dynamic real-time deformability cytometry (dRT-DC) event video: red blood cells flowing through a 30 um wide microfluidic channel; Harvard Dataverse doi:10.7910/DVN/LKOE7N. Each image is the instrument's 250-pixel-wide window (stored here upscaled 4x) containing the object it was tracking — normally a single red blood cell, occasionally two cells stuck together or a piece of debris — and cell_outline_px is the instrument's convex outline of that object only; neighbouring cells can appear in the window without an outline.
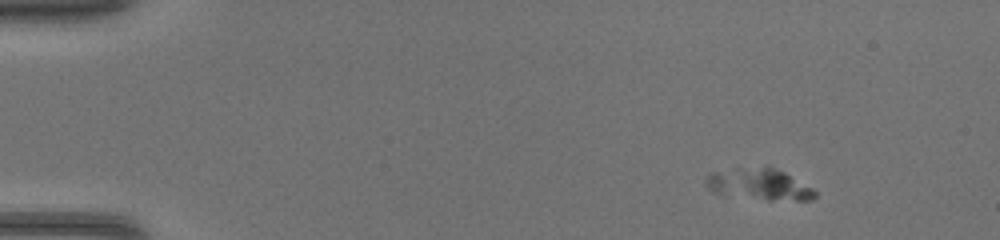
{"species": "common noctule bat (a hibernating species)", "species_latin": "Nyctalus noctula", "temperature_condition": "warm", "stored_images_in_passage": 4, "camera_frame_rate_fps": 3000, "um_per_image_px": 0.085, "animal": {"sex": "female", "body_mass_g": 17.0, "forearm_length_mm": 48.0}, "frame": {"image": 1, "passage_image": 1, "time_ms": 0.0, "image_size_px": [1000, 240], "cell_outline_px": [[816, 196], [812, 200], [768, 200], [724, 196], [708, 188], [708, 172], [736, 168], [772, 168], [784, 172], [812, 188], [816, 192]], "centroid_in_image_um": [64.52, 15.7], "position_along_channel_um": 20.5, "area_um2": 19.71}}